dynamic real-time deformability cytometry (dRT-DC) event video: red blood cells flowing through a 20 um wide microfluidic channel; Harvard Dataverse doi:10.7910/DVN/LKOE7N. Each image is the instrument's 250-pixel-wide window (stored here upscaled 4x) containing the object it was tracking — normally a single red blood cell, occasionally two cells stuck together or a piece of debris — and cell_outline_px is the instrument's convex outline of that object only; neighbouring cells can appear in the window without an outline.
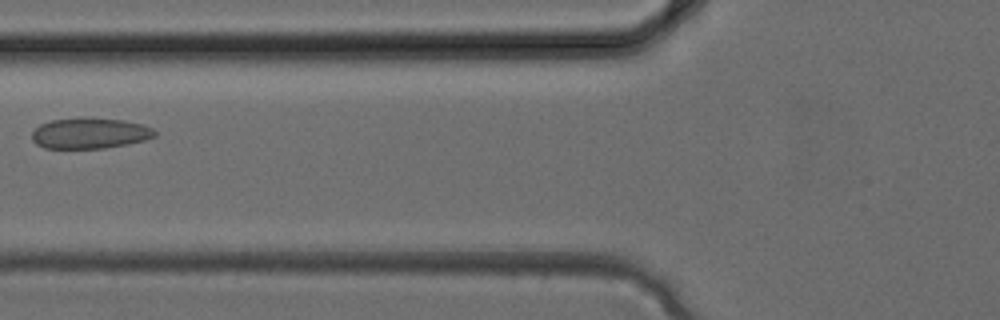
{"species": "common noctule bat (a hibernating species)", "species_latin": "Nyctalus noctula", "temperature_condition": "cold", "stored_images_in_passage": 3, "camera_frame_rate_fps": 3000, "um_per_image_px": 0.085, "animal": {"sex": "female", "body_mass_g": 24.6, "forearm_length_mm": 56.2}, "frame": {"image": 1, "passage_image": 3, "time_ms": 0.667, "image_size_px": [1000, 320], "cell_outline_px": [[156, 136], [144, 140], [128, 144], [104, 148], [44, 148], [36, 144], [32, 140], [32, 132], [40, 124], [52, 120], [84, 116], [92, 116], [124, 120], [144, 124], [152, 128], [156, 132]], "centroid_in_image_um": [7.65, 11.3], "position_along_channel_um": 118.2, "area_um2": 22.48}}